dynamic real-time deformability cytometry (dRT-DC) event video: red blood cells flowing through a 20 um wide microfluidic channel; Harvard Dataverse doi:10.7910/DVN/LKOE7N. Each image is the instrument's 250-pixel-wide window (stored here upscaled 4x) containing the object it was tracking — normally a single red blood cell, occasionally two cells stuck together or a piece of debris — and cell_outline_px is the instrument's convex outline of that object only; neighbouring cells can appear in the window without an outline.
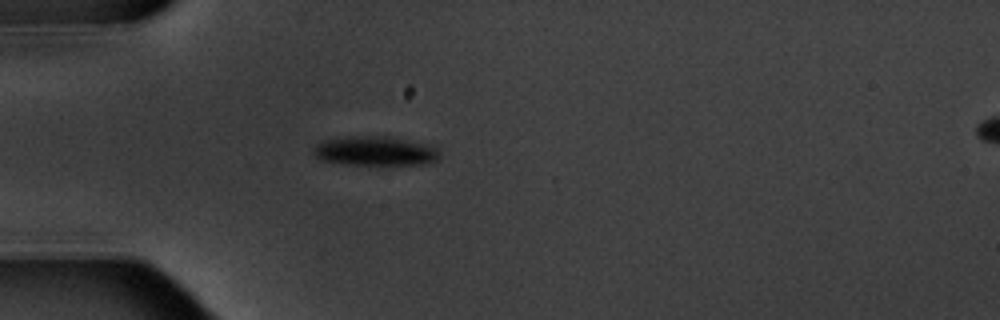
{"species": "common noctule bat (a hibernating species)", "species_latin": "Nyctalus noctula", "temperature_condition": "warm", "stored_images_in_passage": 6, "segment_of_instrument_passage": [1, 2], "camera_frame_rate_fps": 3000, "um_per_image_px": 0.085, "animal": {"sex": "male", "body_mass_g": 20.1, "forearm_length_mm": 53.5}, "frame": {"image": 1, "passage_image": 5, "time_ms": 4.667, "image_size_px": [1000, 320], "cell_outline_px": [[440, 156], [436, 160], [424, 164], [344, 164], [324, 160], [316, 156], [312, 152], [312, 148], [316, 144], [324, 140], [348, 136], [388, 136], [428, 144], [436, 148], [440, 152]], "centroid_in_image_um": [31.88, 12.82], "position_along_channel_um": 53.1, "area_um2": 21.5}}